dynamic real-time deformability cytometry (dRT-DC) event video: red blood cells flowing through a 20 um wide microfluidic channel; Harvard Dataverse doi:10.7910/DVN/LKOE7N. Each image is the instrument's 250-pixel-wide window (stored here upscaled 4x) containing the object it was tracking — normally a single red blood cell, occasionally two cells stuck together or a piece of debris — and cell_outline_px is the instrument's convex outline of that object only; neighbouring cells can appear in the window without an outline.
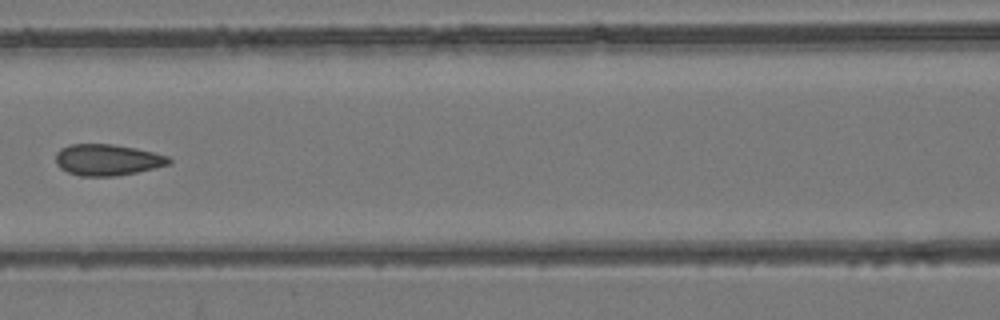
{"species": "common noctule bat (a hibernating species)", "species_latin": "Nyctalus noctula", "temperature_condition": "room temperature", "stored_images_in_passage": 7, "camera_frame_rate_fps": 3000, "um_per_image_px": 0.085, "animal": {"sex": "female", "body_mass_g": 24.6, "forearm_length_mm": 56.2}, "frame": {"image": 1, "passage_image": 7, "time_ms": 8.0, "image_size_px": [1000, 320], "cell_outline_px": [[172, 164], [156, 168], [116, 176], [80, 176], [68, 172], [60, 168], [56, 164], [56, 152], [60, 148], [72, 144], [112, 144], [136, 148], [168, 156], [172, 160]], "centroid_in_image_um": [9.14, 13.59], "position_along_channel_um": 157.5, "area_um2": 20.75}}